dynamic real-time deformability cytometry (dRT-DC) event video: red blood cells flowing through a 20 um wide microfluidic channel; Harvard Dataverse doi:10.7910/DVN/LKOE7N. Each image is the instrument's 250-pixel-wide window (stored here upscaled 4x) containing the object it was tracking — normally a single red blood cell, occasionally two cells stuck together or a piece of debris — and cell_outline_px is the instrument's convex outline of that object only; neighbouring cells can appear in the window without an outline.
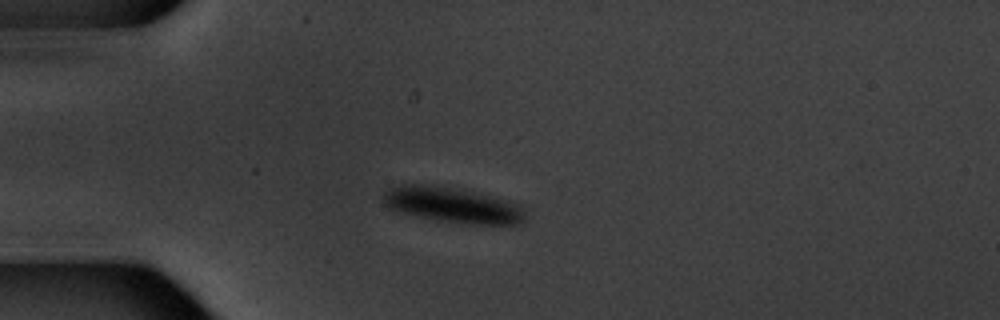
{"species": "common noctule bat (a hibernating species)", "species_latin": "Nyctalus noctula", "temperature_condition": "warm", "stored_images_in_passage": 7, "camera_frame_rate_fps": 3000, "um_per_image_px": 0.085, "animal": {"sex": "male", "body_mass_g": 20.1, "forearm_length_mm": 53.5}, "frame": {"image": 1, "passage_image": 1, "time_ms": 0.0, "image_size_px": [1000, 320], "cell_outline_px": [[524, 224], [468, 224], [440, 220], [396, 212], [388, 208], [384, 204], [384, 192], [392, 188], [404, 184], [420, 184], [448, 188], [488, 196], [520, 204], [524, 212]], "centroid_in_image_um": [38.44, 17.45], "position_along_channel_um": 46.6, "area_um2": 28.55}}
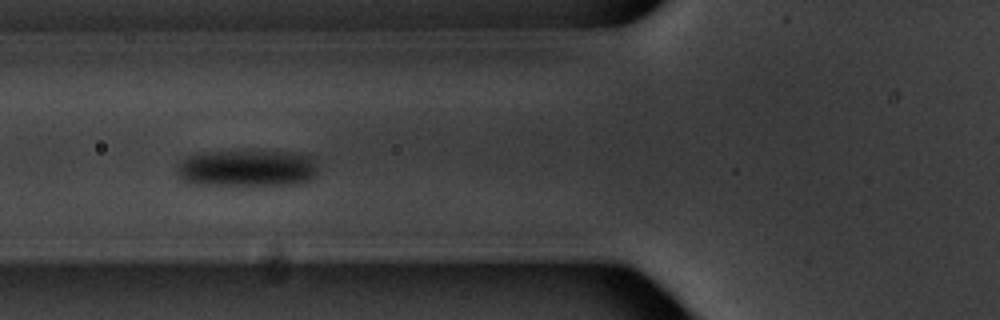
{"frame": {"image": 2, "passage_image": 3, "time_ms": 2.333, "image_size_px": [1000, 320], "cell_outline_px": [[316, 176], [312, 180], [304, 184], [184, 184], [180, 180], [176, 172], [176, 168], [188, 156], [200, 152], [288, 152], [308, 156], [316, 164]], "centroid_in_image_um": [20.97, 14.32], "position_along_channel_um": 104.8, "area_um2": 30.0}}